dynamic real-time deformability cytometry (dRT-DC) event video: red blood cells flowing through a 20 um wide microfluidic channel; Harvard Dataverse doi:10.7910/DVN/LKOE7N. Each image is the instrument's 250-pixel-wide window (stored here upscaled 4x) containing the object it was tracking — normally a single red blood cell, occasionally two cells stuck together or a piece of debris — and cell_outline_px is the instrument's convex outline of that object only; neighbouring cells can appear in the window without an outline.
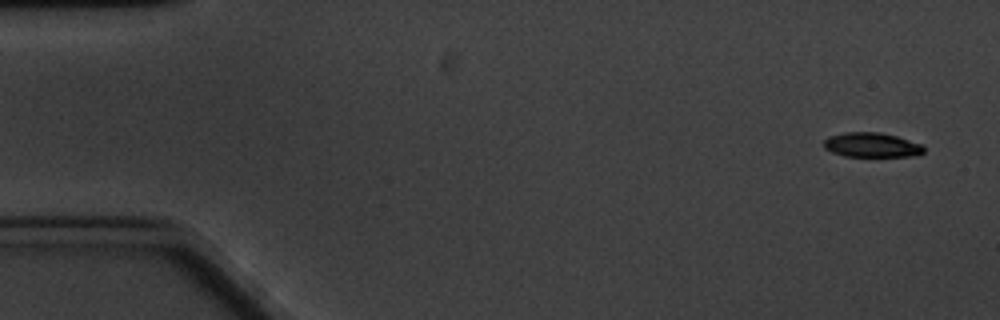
{"species": "common noctule bat (a hibernating species)", "species_latin": "Nyctalus noctula", "temperature_condition": "cold", "stored_images_in_passage": 6, "camera_frame_rate_fps": 3000, "um_per_image_px": 0.085, "animal": {"sex": "male", "body_mass_g": 20.1, "forearm_length_mm": 53.5}, "frame": {"image": 1, "passage_image": 1, "time_ms": 0.0, "image_size_px": [1000, 320], "cell_outline_px": [[924, 152], [920, 156], [844, 156], [832, 152], [824, 148], [824, 140], [828, 136], [844, 132], [880, 132], [896, 136], [920, 144], [924, 148]], "centroid_in_image_um": [74.08, 12.32], "position_along_channel_um": 10.9, "area_um2": 14.33}}
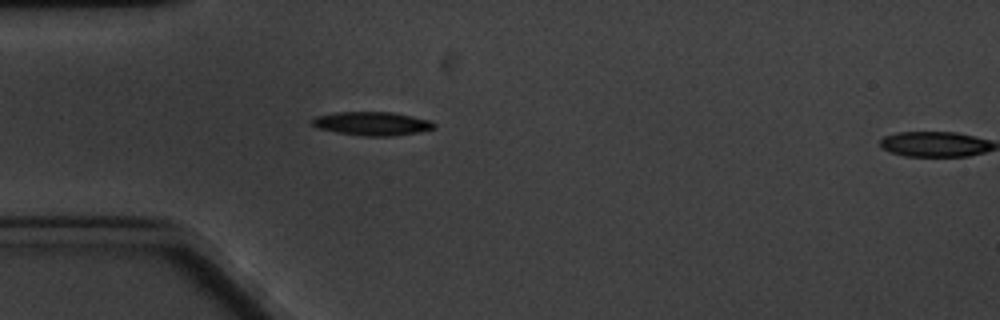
{"frame": {"image": 2, "passage_image": 5, "time_ms": 4.667, "image_size_px": [1000, 320], "cell_outline_px": [[436, 128], [420, 132], [392, 136], [364, 136], [336, 132], [320, 128], [312, 124], [308, 120], [316, 116], [336, 112], [392, 112], [432, 120], [436, 124]], "centroid_in_image_um": [31.66, 10.5], "position_along_channel_um": 53.3, "area_um2": 16.94}}